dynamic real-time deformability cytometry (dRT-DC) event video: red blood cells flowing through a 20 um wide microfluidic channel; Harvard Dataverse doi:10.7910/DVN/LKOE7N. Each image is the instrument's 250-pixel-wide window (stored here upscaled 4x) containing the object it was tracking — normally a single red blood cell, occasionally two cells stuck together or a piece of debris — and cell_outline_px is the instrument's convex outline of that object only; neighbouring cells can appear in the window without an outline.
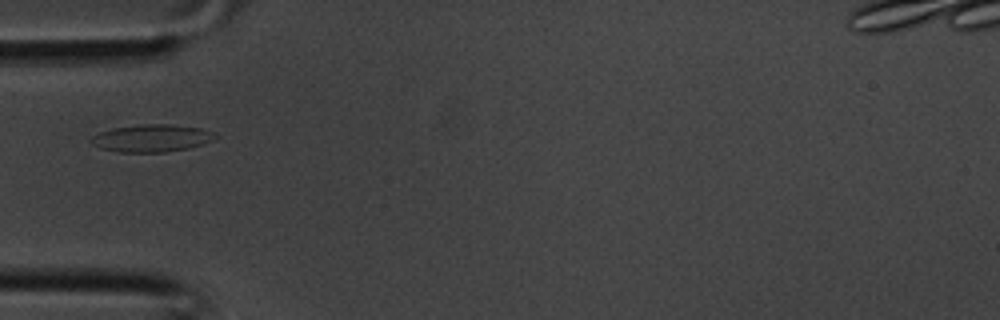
{"species": "common noctule bat (a hibernating species)", "species_latin": "Nyctalus noctula", "temperature_condition": "room temperature", "stored_images_in_passage": 7, "camera_frame_rate_fps": 3000, "um_per_image_px": 0.085, "animal": {"sex": "male", "body_mass_g": 20.1, "forearm_length_mm": 53.5}, "frame": {"image": 1, "passage_image": 1, "time_ms": 0.0, "image_size_px": [1000, 320], "cell_outline_px": [[220, 136], [204, 144], [188, 148], [164, 152], [120, 152], [100, 148], [92, 144], [88, 140], [92, 136], [100, 132], [112, 128], [140, 124], [172, 124], [200, 128], [212, 132]], "centroid_in_image_um": [12.89, 11.74], "position_along_channel_um": 72.1, "area_um2": 19.94}}
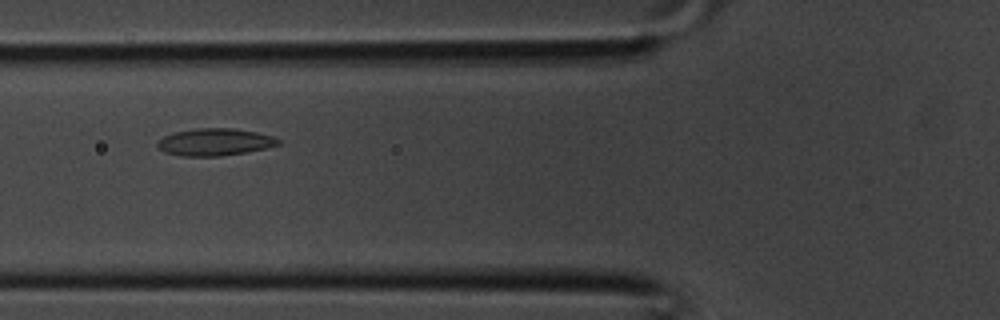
{"frame": {"image": 2, "passage_image": 3, "time_ms": 0.667, "image_size_px": [1000, 320], "cell_outline_px": [[280, 144], [248, 152], [220, 156], [180, 156], [164, 152], [156, 144], [156, 140], [164, 136], [176, 132], [196, 128], [232, 128], [256, 132], [272, 136], [280, 140]], "centroid_in_image_um": [18.23, 12.08], "position_along_channel_um": 107.6, "area_um2": 19.13}}
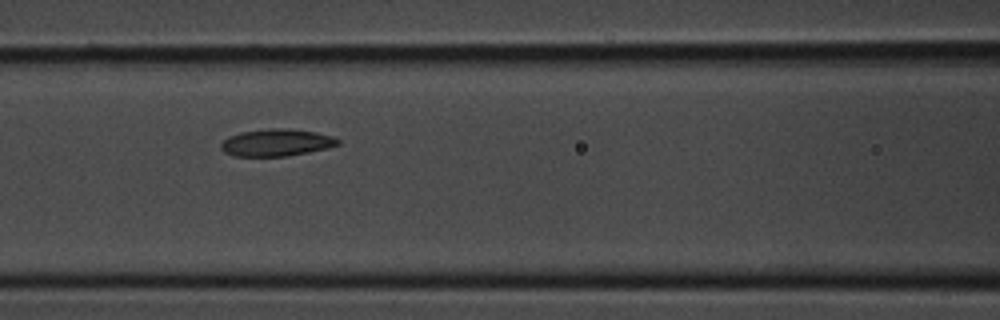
{"frame": {"image": 3, "passage_image": 5, "time_ms": 1.333, "image_size_px": [1000, 320], "cell_outline_px": [[340, 144], [328, 148], [288, 156], [232, 156], [224, 152], [220, 148], [220, 144], [228, 136], [240, 132], [268, 128], [288, 128], [316, 132], [332, 136], [340, 140]], "centroid_in_image_um": [23.48, 12.11], "position_along_channel_um": 143.1, "area_um2": 18.67}}